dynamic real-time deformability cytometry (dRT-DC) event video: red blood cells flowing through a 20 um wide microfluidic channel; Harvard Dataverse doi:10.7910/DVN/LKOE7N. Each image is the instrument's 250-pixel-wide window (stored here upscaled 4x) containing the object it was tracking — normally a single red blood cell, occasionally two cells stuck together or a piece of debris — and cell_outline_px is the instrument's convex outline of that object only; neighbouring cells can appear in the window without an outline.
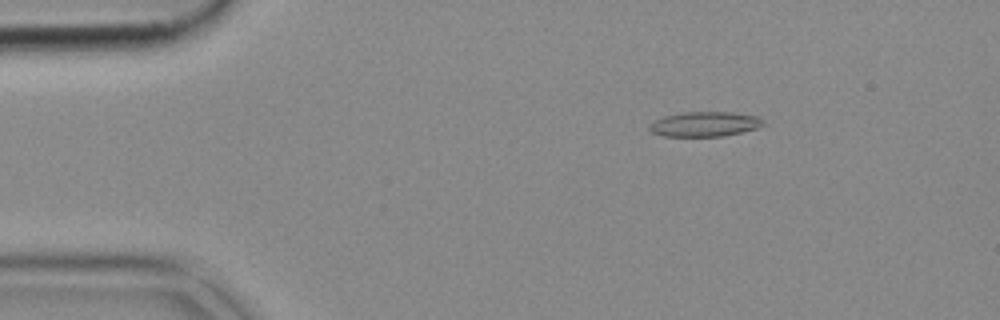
{"species": "common noctule bat (a hibernating species)", "species_latin": "Nyctalus noctula", "temperature_condition": "cold", "stored_images_in_passage": 47, "camera_frame_rate_fps": 3000, "um_per_image_px": 0.085, "animal": {"sex": "female", "body_mass_g": 18.4}, "frame": {"image": 1, "passage_image": 3, "time_ms": 0.667, "image_size_px": [1000, 320], "cell_outline_px": [[764, 124], [756, 128], [724, 136], [664, 136], [652, 132], [648, 128], [656, 120], [664, 116], [684, 112], [732, 112], [760, 116]], "centroid_in_image_um": [59.92, 10.54], "position_along_channel_um": 25.1, "area_um2": 16.3}}
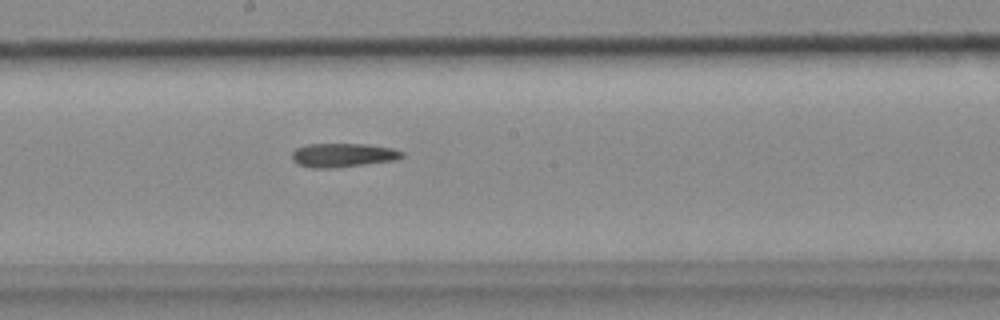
{"frame": {"image": 2, "passage_image": 23, "time_ms": 7.333, "image_size_px": [1000, 320], "cell_outline_px": [[404, 156], [392, 160], [328, 168], [312, 168], [300, 164], [292, 160], [292, 152], [296, 148], [304, 144], [368, 144], [392, 148], [404, 152]], "centroid_in_image_um": [29.11, 13.16], "position_along_channel_um": 219.1, "area_um2": 15.03}}
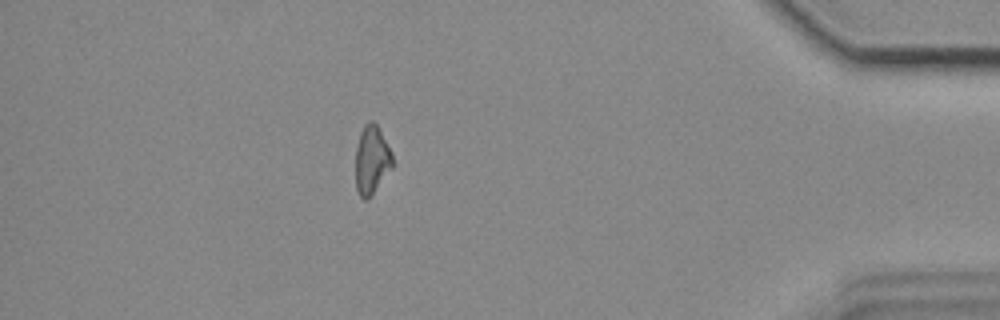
{"frame": {"image": 3, "passage_image": 41, "time_ms": 13.333, "image_size_px": [1000, 320], "cell_outline_px": [[392, 168], [368, 200], [364, 200], [360, 196], [356, 188], [356, 148], [360, 132], [364, 124], [368, 120], [372, 120], [380, 128], [392, 152]], "centroid_in_image_um": [31.6, 13.57], "position_along_channel_um": 403.6, "area_um2": 14.91}}